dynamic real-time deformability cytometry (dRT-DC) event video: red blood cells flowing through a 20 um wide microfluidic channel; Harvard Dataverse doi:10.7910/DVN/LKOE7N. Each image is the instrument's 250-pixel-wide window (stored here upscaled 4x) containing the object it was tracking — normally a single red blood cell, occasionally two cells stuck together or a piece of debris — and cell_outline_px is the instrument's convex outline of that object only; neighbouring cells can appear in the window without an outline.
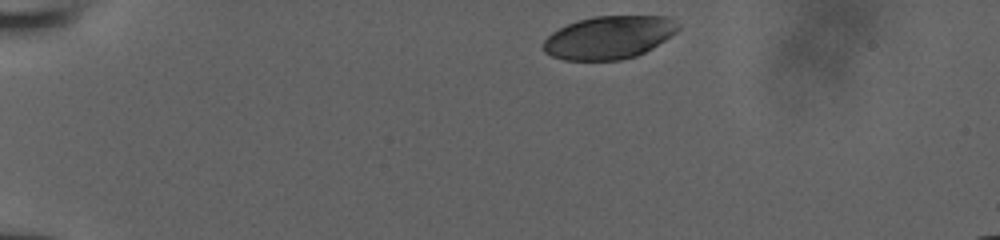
{"species": "human", "species_latin": "Homo sapiens", "temperature_condition": "room temperature", "stored_images_in_passage": 36, "camera_frame_rate_fps": 3000, "um_per_image_px": 0.085, "donor": {"sex": "male"}, "frame": {"image": 1, "passage_image": 1, "time_ms": 0.0, "image_size_px": [1000, 240], "cell_outline_px": [[680, 28], [676, 32], [652, 48], [636, 56], [620, 60], [564, 60], [552, 56], [544, 52], [544, 40], [552, 32], [568, 24], [592, 16], [668, 16], [680, 24]], "centroid_in_image_um": [51.78, 3.18], "position_along_channel_um": 33.2, "area_um2": 33.64}}
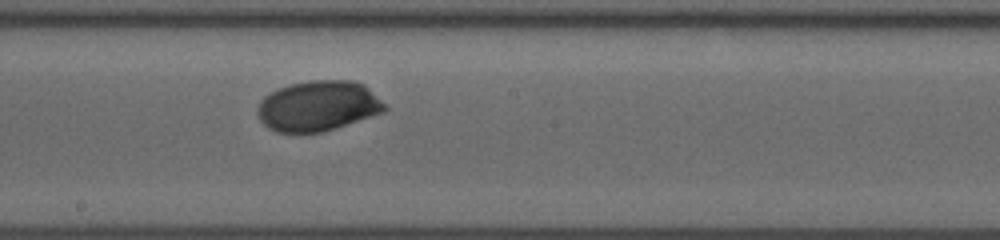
{"frame": {"image": 2, "passage_image": 21, "time_ms": 6.667, "image_size_px": [1000, 240], "cell_outline_px": [[388, 108], [384, 112], [320, 132], [276, 132], [268, 128], [260, 120], [256, 112], [256, 108], [260, 100], [264, 96], [280, 88], [292, 84], [312, 80], [352, 80], [364, 84]], "centroid_in_image_um": [27.0, 9.0], "position_along_channel_um": 221.2, "area_um2": 36.93}}
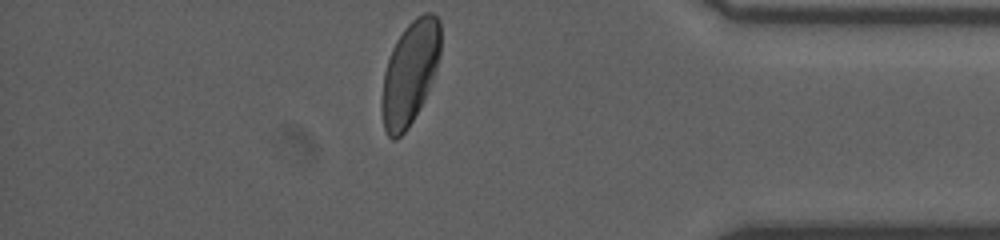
{"frame": {"image": 3, "passage_image": 36, "time_ms": 11.667, "image_size_px": [1000, 240], "cell_outline_px": [[440, 56], [432, 80], [424, 100], [420, 108], [408, 128], [396, 140], [392, 140], [388, 136], [384, 128], [380, 108], [380, 104], [384, 72], [392, 48], [396, 40], [404, 28], [416, 16], [424, 12], [432, 12], [440, 20]], "centroid_in_image_um": [34.83, 6.2], "position_along_channel_um": 400.4, "area_um2": 35.66}}